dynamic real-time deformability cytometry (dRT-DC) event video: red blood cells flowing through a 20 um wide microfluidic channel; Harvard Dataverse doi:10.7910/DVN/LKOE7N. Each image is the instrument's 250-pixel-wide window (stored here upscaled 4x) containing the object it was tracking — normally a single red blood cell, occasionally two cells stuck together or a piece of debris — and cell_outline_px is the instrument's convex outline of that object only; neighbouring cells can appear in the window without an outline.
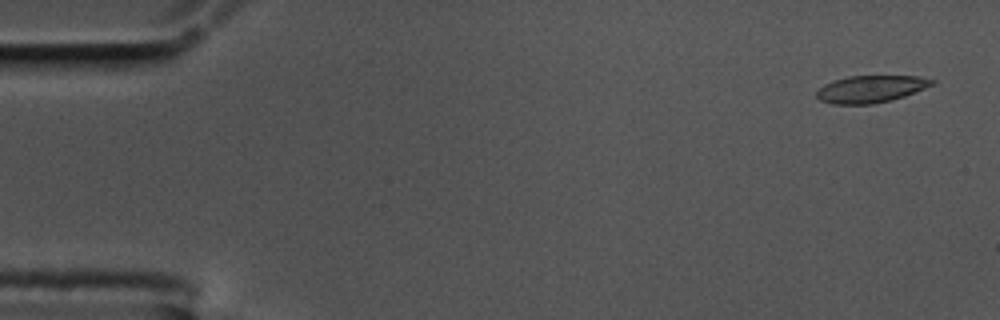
{"species": "common noctule bat (a hibernating species)", "species_latin": "Nyctalus noctula", "temperature_condition": "cold", "stored_images_in_passage": 16, "camera_frame_rate_fps": 3000, "um_per_image_px": 0.085, "animal": {"sex": "male", "body_mass_g": 17.5, "forearm_length_mm": 52.3}, "frame": {"image": 1, "passage_image": 3, "time_ms": 0.667, "image_size_px": [1000, 320], "cell_outline_px": [[936, 84], [904, 96], [892, 100], [872, 104], [832, 104], [820, 100], [816, 96], [816, 92], [824, 84], [832, 80], [848, 76], [916, 76], [936, 80]], "centroid_in_image_um": [74.02, 7.56], "position_along_channel_um": 11.0, "area_um2": 18.32}}